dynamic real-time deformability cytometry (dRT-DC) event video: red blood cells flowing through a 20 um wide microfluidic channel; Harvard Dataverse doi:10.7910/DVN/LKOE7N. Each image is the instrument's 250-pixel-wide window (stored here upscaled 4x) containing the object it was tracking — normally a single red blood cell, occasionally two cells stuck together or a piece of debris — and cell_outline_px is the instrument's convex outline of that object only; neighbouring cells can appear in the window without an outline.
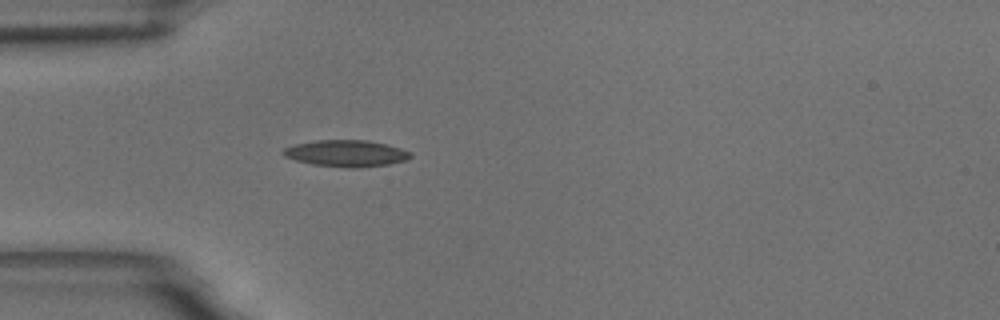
{"species": "common noctule bat (a hibernating species)", "species_latin": "Nyctalus noctula", "temperature_condition": "room temperature", "stored_images_in_passage": 40, "camera_frame_rate_fps": 3000, "um_per_image_px": 0.085, "animal": {"sex": "male", "body_mass_g": 18.8}, "frame": {"image": 1, "passage_image": 1, "time_ms": 0.0, "image_size_px": [1000, 320], "cell_outline_px": [[412, 156], [408, 160], [388, 164], [356, 168], [348, 168], [312, 164], [296, 160], [284, 156], [280, 152], [284, 148], [292, 144], [316, 140], [368, 140], [388, 144], [412, 152]], "centroid_in_image_um": [29.43, 13.03], "position_along_channel_um": 55.6, "area_um2": 19.94}}
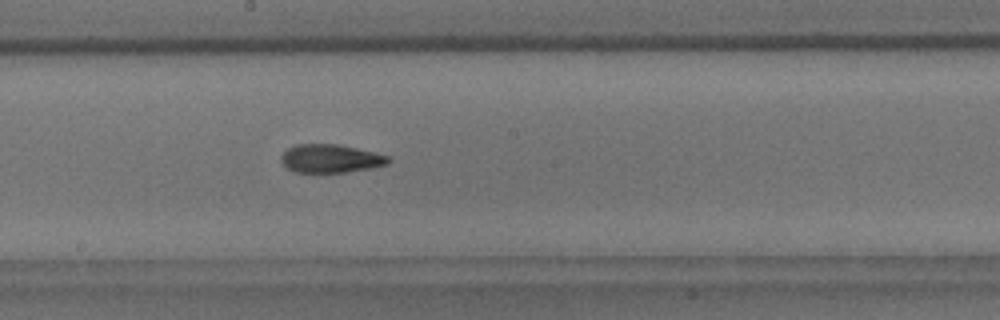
{"frame": {"image": 2, "passage_image": 15, "time_ms": 4.667, "image_size_px": [1000, 320], "cell_outline_px": [[392, 160], [388, 164], [368, 168], [344, 172], [296, 172], [284, 168], [280, 160], [280, 156], [288, 148], [296, 144], [340, 144], [376, 152], [388, 156]], "centroid_in_image_um": [28.07, 13.47], "position_along_channel_um": 220.1, "area_um2": 17.86}}
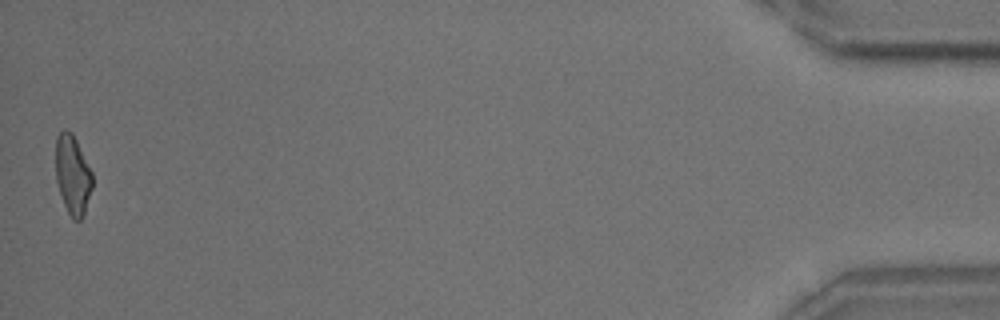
{"frame": {"image": 3, "passage_image": 40, "time_ms": 13.0, "image_size_px": [1000, 320], "cell_outline_px": [[92, 188], [84, 216], [80, 220], [72, 220], [64, 204], [56, 180], [56, 136], [64, 128], [72, 132], [92, 172]], "centroid_in_image_um": [6.18, 14.87], "position_along_channel_um": 429.0, "area_um2": 16.94}, "authors_computed_cell_mechanics": {"area_um2": 17.8602, "velocity_mm_per_s": 3.6293, "shape_relaxation_time_tau1_ms": 8.2883, "shape_relaxation_time_tau2_ms": 2.9481, "deformation_change_tau1": 0.2054, "deformation_change_tau2": 0.1138}}